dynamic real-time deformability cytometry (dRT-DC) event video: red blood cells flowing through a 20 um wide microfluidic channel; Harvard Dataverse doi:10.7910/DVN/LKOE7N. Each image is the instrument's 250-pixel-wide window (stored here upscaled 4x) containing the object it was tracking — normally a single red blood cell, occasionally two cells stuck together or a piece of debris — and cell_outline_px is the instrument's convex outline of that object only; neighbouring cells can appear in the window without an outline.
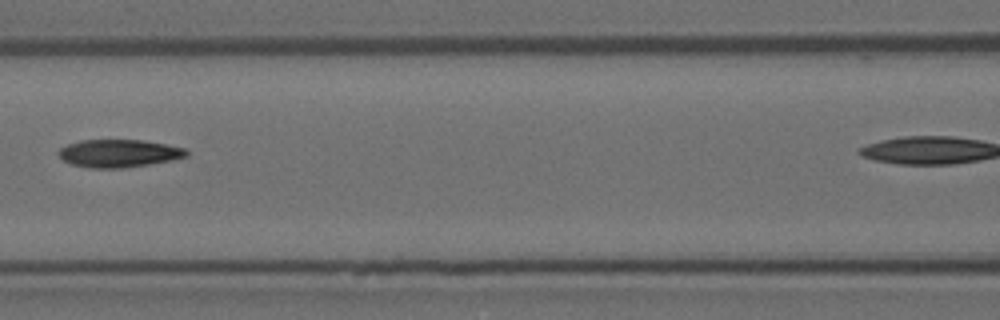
{"species": "Egyptian fruit bat (a non-hibernating species)", "species_latin": "Rousettus aegyptiacus", "temperature_condition": "room temperature", "stored_images_in_passage": 5, "camera_frame_rate_fps": 3000, "um_per_image_px": 0.085, "animal": {"sex": "female"}, "frame": {"image": 1, "passage_image": 3, "time_ms": 0.667, "image_size_px": [1000, 320], "cell_outline_px": [[188, 156], [172, 160], [124, 168], [88, 168], [72, 164], [64, 160], [56, 152], [60, 148], [68, 144], [80, 140], [140, 140], [188, 148]], "centroid_in_image_um": [10.11, 13.03], "position_along_channel_um": 156.5, "area_um2": 20.69}}
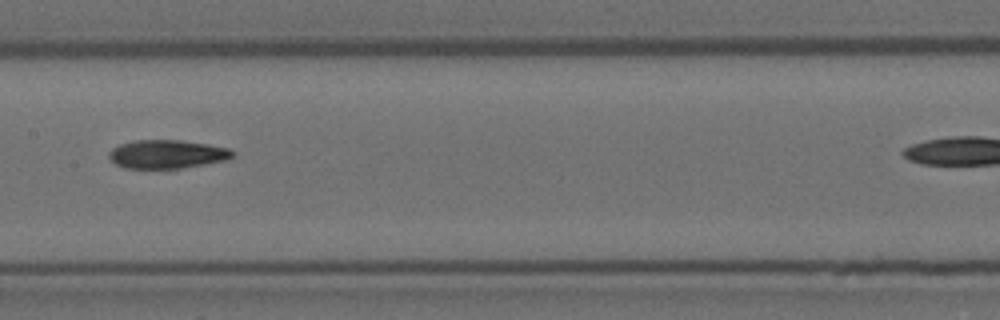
{"frame": {"image": 2, "passage_image": 4, "time_ms": 1.0, "image_size_px": [1000, 320], "cell_outline_px": [[236, 156], [228, 160], [180, 168], [124, 168], [116, 164], [108, 156], [108, 152], [112, 148], [120, 144], [136, 140], [180, 140], [208, 144], [228, 148], [236, 152]], "centroid_in_image_um": [14.23, 13.1], "position_along_channel_um": 193.2, "area_um2": 20.63}}